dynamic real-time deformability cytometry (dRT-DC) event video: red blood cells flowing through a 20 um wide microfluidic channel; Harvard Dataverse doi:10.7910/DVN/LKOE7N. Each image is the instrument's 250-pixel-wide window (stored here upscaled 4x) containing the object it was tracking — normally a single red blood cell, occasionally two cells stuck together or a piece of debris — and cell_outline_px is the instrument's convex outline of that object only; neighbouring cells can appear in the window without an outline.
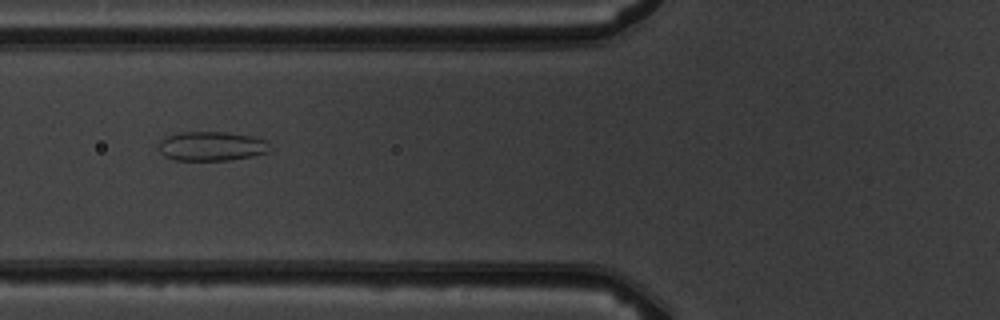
{"species": "common noctule bat (a hibernating species)", "species_latin": "Nyctalus noctula", "temperature_condition": "warm", "stored_images_in_passage": 9, "camera_frame_rate_fps": 3000, "um_per_image_px": 0.085, "animal": {"sex": "male", "body_mass_g": 19.5, "forearm_length_mm": 54.6}, "frame": {"image": 1, "passage_image": 7, "time_ms": 6.667, "image_size_px": [1000, 320], "cell_outline_px": [[268, 152], [252, 156], [228, 160], [176, 160], [164, 156], [160, 152], [160, 140], [168, 136], [180, 132], [228, 132], [252, 136], [268, 140]], "centroid_in_image_um": [17.99, 12.42], "position_along_channel_um": 107.8, "area_um2": 18.9}}